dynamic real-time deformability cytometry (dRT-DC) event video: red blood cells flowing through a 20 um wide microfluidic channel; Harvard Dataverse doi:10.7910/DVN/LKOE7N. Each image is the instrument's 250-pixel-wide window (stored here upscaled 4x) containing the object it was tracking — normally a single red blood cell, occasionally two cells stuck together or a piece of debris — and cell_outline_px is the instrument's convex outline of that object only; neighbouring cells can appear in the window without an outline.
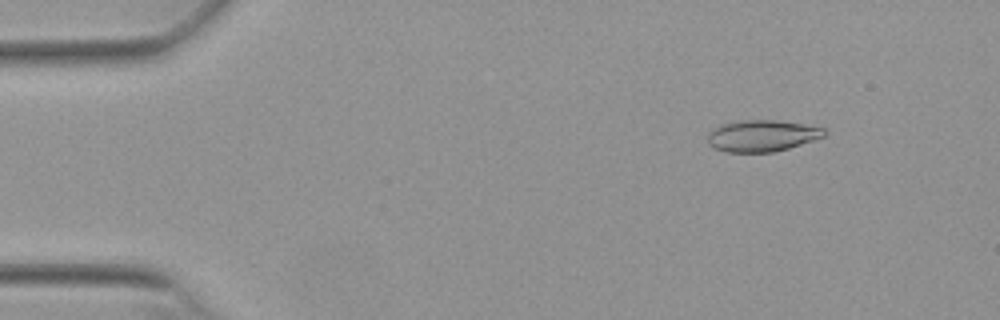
{"species": "Egyptian fruit bat (a non-hibernating species)", "species_latin": "Rousettus aegyptiacus", "temperature_condition": "warm", "stored_images_in_passage": 53, "camera_frame_rate_fps": 3000, "um_per_image_px": 0.085, "animal": {"sex": "female"}, "frame": {"image": 1, "passage_image": 7, "time_ms": 2.0, "image_size_px": [1000, 320], "cell_outline_px": [[828, 132], [824, 136], [788, 148], [772, 152], [724, 152], [712, 148], [708, 144], [708, 132], [712, 128], [720, 124], [744, 120], [776, 120], [804, 124], [824, 128]], "centroid_in_image_um": [64.72, 11.54], "position_along_channel_um": 20.3, "area_um2": 21.5}}
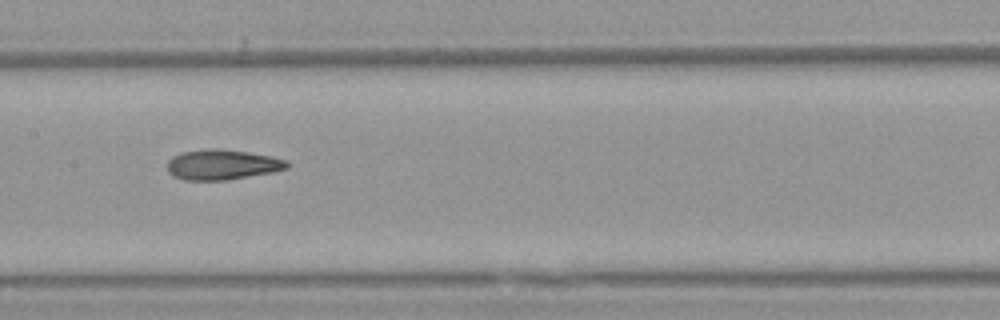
{"frame": {"image": 2, "passage_image": 27, "time_ms": 8.667, "image_size_px": [1000, 320], "cell_outline_px": [[288, 168], [272, 172], [228, 180], [184, 180], [172, 176], [168, 172], [168, 160], [172, 156], [180, 152], [208, 148], [220, 148], [248, 152], [288, 160]], "centroid_in_image_um": [18.85, 13.99], "position_along_channel_um": 188.6, "area_um2": 21.21}}
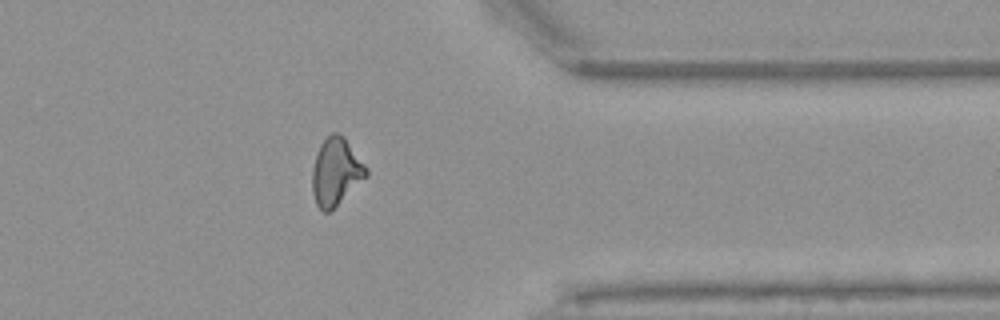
{"frame": {"image": 3, "passage_image": 43, "time_ms": 14.0, "image_size_px": [1000, 320], "cell_outline_px": [[368, 176], [328, 212], [324, 212], [316, 204], [312, 192], [312, 168], [316, 152], [320, 144], [332, 132], [340, 132], [344, 136], [368, 168]], "centroid_in_image_um": [28.55, 14.56], "position_along_channel_um": 382.9, "area_um2": 21.21}, "authors_computed_cell_mechanics": {"area_um2": 21.2126, "velocity_mm_per_s": 3.8622, "shape_relaxation_time_tau1_ms": null, "shape_relaxation_time_tau2_ms": 2.8994, "deformation_change_tau1": null, "deformation_change_tau2": 0.1156}}